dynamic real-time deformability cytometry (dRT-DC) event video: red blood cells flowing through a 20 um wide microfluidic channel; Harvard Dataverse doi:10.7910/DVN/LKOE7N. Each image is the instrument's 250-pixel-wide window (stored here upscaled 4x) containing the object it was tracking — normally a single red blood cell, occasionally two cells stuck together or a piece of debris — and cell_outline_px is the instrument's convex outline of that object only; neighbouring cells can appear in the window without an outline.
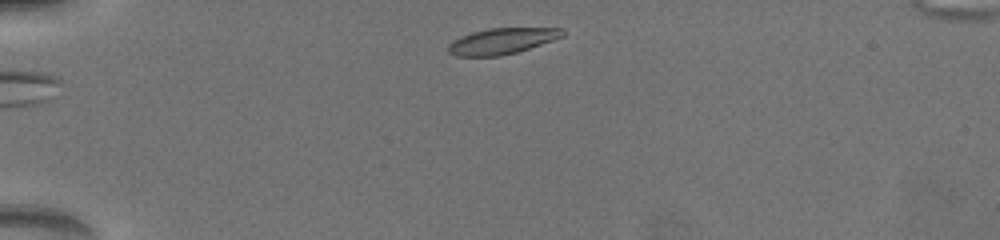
{"species": "common noctule bat (a hibernating species)", "species_latin": "Nyctalus noctula", "temperature_condition": "warm", "stored_images_in_passage": 25, "camera_frame_rate_fps": 3000, "um_per_image_px": 0.085, "animal": {"sex": "female", "body_mass_g": 19.5, "forearm_length_mm": 54.1}, "frame": {"image": 1, "passage_image": 1, "time_ms": 0.0, "image_size_px": [1000, 240], "cell_outline_px": [[564, 32], [560, 36], [528, 48], [516, 52], [496, 56], [460, 56], [452, 52], [448, 48], [456, 40], [472, 32], [488, 28], [560, 28]], "centroid_in_image_um": [42.67, 3.48], "position_along_channel_um": 42.3, "area_um2": 16.36}}
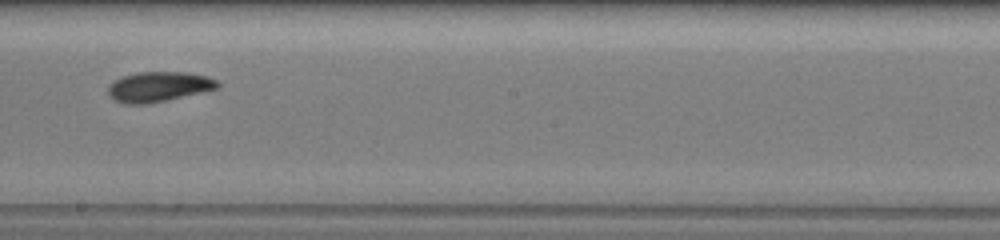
{"frame": {"image": 2, "passage_image": 13, "time_ms": 6.333, "image_size_px": [1000, 240], "cell_outline_px": [[220, 84], [216, 88], [164, 100], [144, 104], [128, 104], [116, 100], [108, 92], [108, 88], [116, 80], [124, 76], [140, 72], [188, 72], [204, 76], [216, 80]], "centroid_in_image_um": [13.48, 7.36], "position_along_channel_um": 234.7, "area_um2": 18.38}}
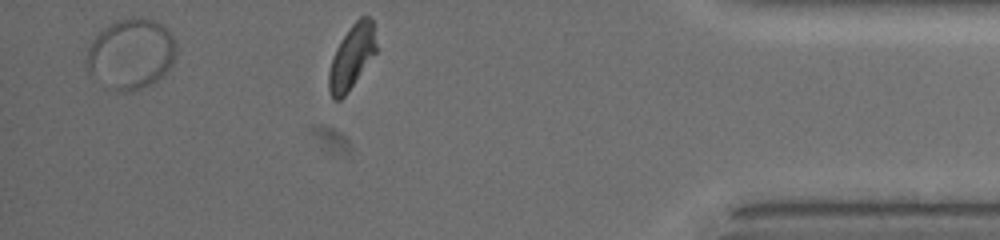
{"frame": {"image": 3, "passage_image": 24, "time_ms": 11.667, "image_size_px": [1000, 240], "cell_outline_px": [[376, 52], [344, 96], [340, 100], [336, 100], [332, 96], [328, 88], [328, 76], [332, 60], [336, 48], [352, 24], [360, 16], [368, 16], [372, 20], [376, 44]], "centroid_in_image_um": [29.89, 4.82], "position_along_channel_um": 405.3, "area_um2": 17.11}, "authors_computed_cell_mechanics": {"area_um2": 17.8024, "velocity_mm_per_s": 3.8086, "shape_relaxation_time_tau1_ms": 4.2748, "shape_relaxation_time_tau2_ms": 7.9869, "deformation_change_tau1": 0.1497, "deformation_change_tau2": 0.1419}}